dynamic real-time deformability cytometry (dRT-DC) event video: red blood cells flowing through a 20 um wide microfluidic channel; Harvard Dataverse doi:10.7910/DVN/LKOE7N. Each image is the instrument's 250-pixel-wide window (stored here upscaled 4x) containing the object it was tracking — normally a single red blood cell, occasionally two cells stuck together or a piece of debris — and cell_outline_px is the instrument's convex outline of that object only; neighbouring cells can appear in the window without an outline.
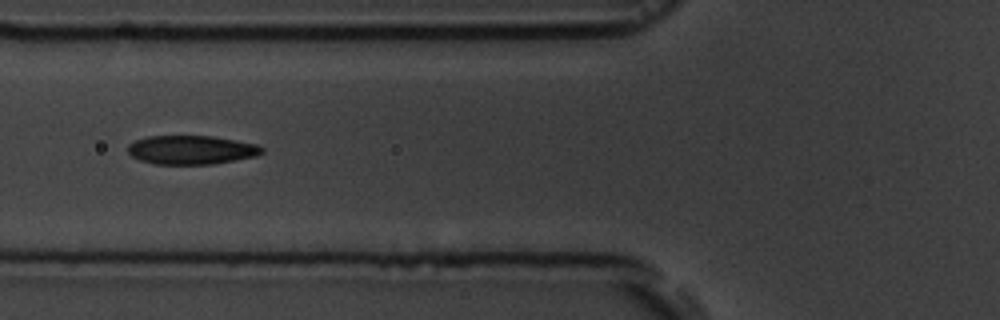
{"species": "common noctule bat (a hibernating species)", "species_latin": "Nyctalus noctula", "temperature_condition": "room temperature", "stored_images_in_passage": 12, "camera_frame_rate_fps": 3000, "um_per_image_px": 0.085, "animal": {"sex": "male", "body_mass_g": 19.5, "forearm_length_mm": 54.6}, "frame": {"image": 1, "passage_image": 7, "time_ms": 6.667, "image_size_px": [1000, 320], "cell_outline_px": [[264, 152], [256, 156], [212, 164], [152, 164], [140, 160], [132, 156], [128, 152], [128, 144], [136, 140], [148, 136], [212, 136], [236, 140], [256, 144], [264, 148]], "centroid_in_image_um": [16.26, 12.74], "position_along_channel_um": 109.5, "area_um2": 22.54}}
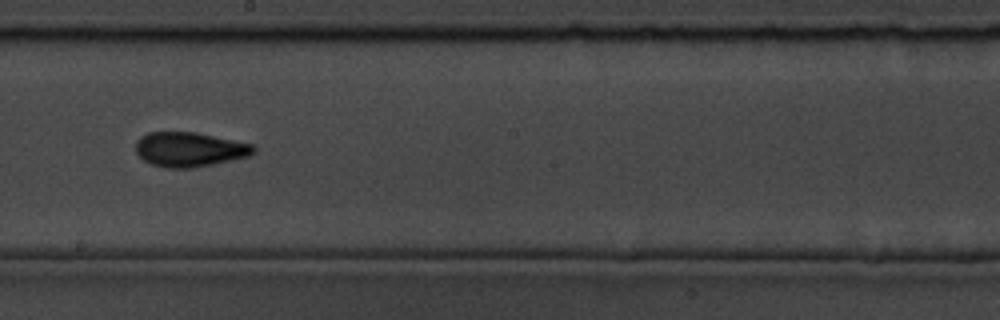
{"frame": {"image": 2, "passage_image": 10, "time_ms": 10.0, "image_size_px": [1000, 320], "cell_outline_px": [[256, 152], [248, 156], [212, 164], [192, 168], [164, 168], [152, 164], [144, 160], [136, 152], [136, 140], [140, 136], [148, 132], [196, 132], [252, 144], [256, 148]], "centroid_in_image_um": [16.09, 12.69], "position_along_channel_um": 232.1, "area_um2": 23.7}}
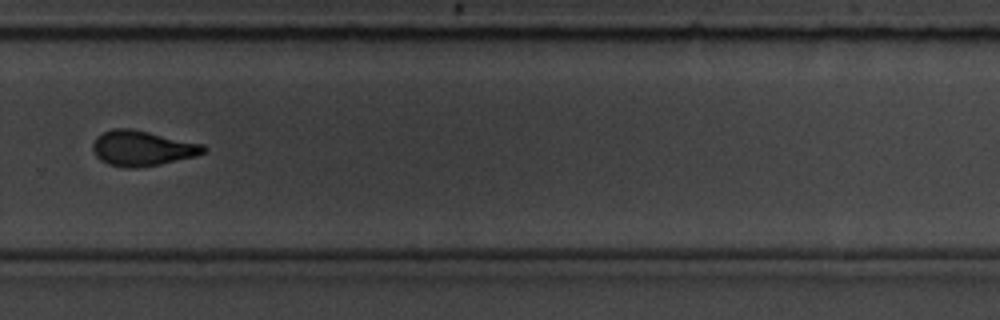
{"frame": {"image": 3, "passage_image": 12, "time_ms": 12.333, "image_size_px": [1000, 320], "cell_outline_px": [[208, 148], [204, 152], [196, 156], [160, 164], [136, 168], [128, 168], [108, 164], [100, 160], [96, 156], [92, 148], [92, 144], [96, 136], [112, 128], [132, 128], [204, 144]], "centroid_in_image_um": [12.08, 12.59], "position_along_channel_um": 317.7, "area_um2": 22.89}}